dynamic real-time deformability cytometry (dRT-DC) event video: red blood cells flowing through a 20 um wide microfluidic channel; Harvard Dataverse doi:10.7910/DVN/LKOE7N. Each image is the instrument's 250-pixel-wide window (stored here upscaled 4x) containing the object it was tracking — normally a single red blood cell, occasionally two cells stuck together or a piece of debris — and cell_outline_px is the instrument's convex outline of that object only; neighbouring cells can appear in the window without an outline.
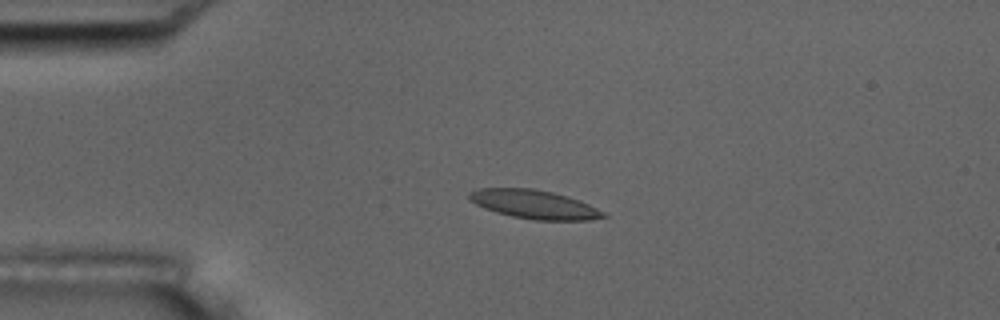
{"species": "common noctule bat (a hibernating species)", "species_latin": "Nyctalus noctula", "temperature_condition": "room temperature", "stored_images_in_passage": 4, "camera_frame_rate_fps": 3000, "um_per_image_px": 0.085, "animal": {"sex": "male", "body_mass_g": 17.5, "forearm_length_mm": 52.3}, "frame": {"image": 1, "passage_image": 3, "time_ms": 2.667, "image_size_px": [1000, 320], "cell_outline_px": [[608, 216], [588, 220], [532, 220], [512, 216], [496, 212], [484, 208], [468, 200], [468, 192], [476, 188], [532, 188], [552, 192], [568, 196], [588, 204], [604, 212]], "centroid_in_image_um": [45.36, 17.36], "position_along_channel_um": 39.6, "area_um2": 22.48}}